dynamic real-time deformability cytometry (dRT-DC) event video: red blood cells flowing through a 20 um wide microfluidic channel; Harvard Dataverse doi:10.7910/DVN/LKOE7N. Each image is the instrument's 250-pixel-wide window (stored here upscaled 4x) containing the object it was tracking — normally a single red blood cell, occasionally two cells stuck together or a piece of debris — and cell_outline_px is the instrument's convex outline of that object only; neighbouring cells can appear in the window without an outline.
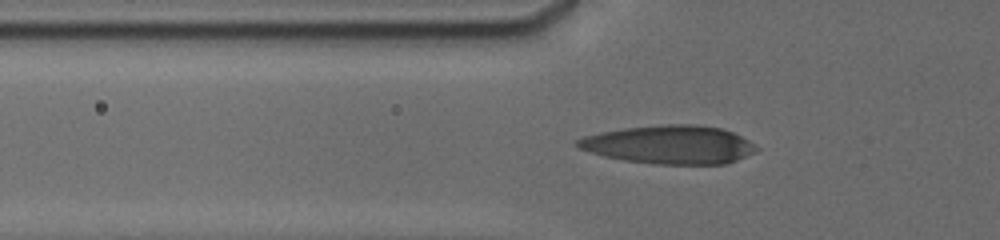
{"species": "human", "species_latin": "Homo sapiens", "temperature_condition": "cold", "stored_images_in_passage": 59, "camera_frame_rate_fps": 3000, "um_per_image_px": 0.085, "donor": {"sex": "male"}, "frame": {"image": 1, "passage_image": 22, "time_ms": 6.667, "image_size_px": [1000, 240], "cell_outline_px": [[760, 148], [736, 160], [724, 164], [656, 164], [624, 160], [604, 156], [580, 148], [572, 144], [576, 140], [584, 136], [600, 132], [624, 128], [660, 124], [696, 124], [720, 128], [732, 132], [748, 140]], "centroid_in_image_um": [56.88, 12.28], "position_along_channel_um": 68.9, "area_um2": 39.94}}
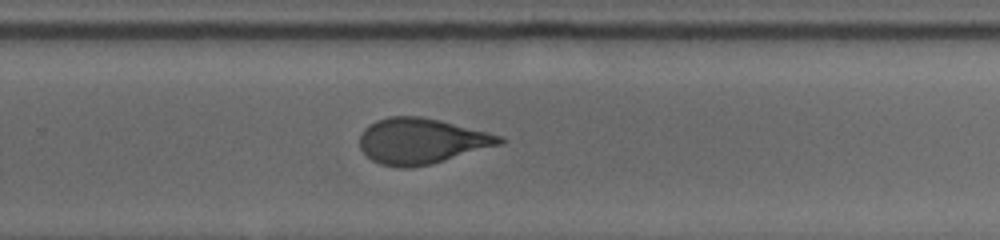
{"frame": {"image": 2, "passage_image": 41, "time_ms": 12.667, "image_size_px": [1000, 240], "cell_outline_px": [[504, 144], [432, 164], [412, 168], [400, 168], [380, 164], [372, 160], [360, 148], [360, 136], [364, 128], [368, 124], [376, 120], [388, 116], [420, 116], [440, 120], [504, 136]], "centroid_in_image_um": [35.84, 11.99], "position_along_channel_um": 294.0, "area_um2": 37.57}}
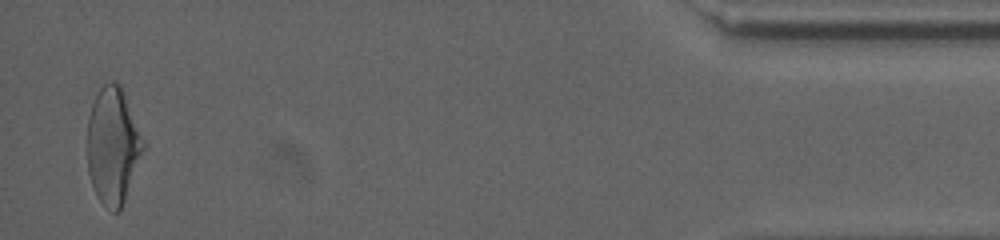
{"frame": {"image": 3, "passage_image": 59, "time_ms": 18.0, "image_size_px": [1000, 240], "cell_outline_px": [[144, 148], [124, 200], [120, 208], [116, 212], [112, 212], [96, 196], [92, 188], [88, 172], [88, 120], [92, 104], [100, 88], [104, 84], [112, 80], [116, 80], [120, 84], [144, 140]], "centroid_in_image_um": [9.58, 12.37], "position_along_channel_um": 425.6, "area_um2": 37.45}, "authors_computed_cell_mechanics": {"area_um2": 37.0498, "velocity_mm_per_s": 3.8113, "shape_relaxation_time_tau1_ms": 6.457, "shape_relaxation_time_tau2_ms": 1.4901, "deformation_change_tau1": 0.1915, "deformation_change_tau2": 0.0866}}